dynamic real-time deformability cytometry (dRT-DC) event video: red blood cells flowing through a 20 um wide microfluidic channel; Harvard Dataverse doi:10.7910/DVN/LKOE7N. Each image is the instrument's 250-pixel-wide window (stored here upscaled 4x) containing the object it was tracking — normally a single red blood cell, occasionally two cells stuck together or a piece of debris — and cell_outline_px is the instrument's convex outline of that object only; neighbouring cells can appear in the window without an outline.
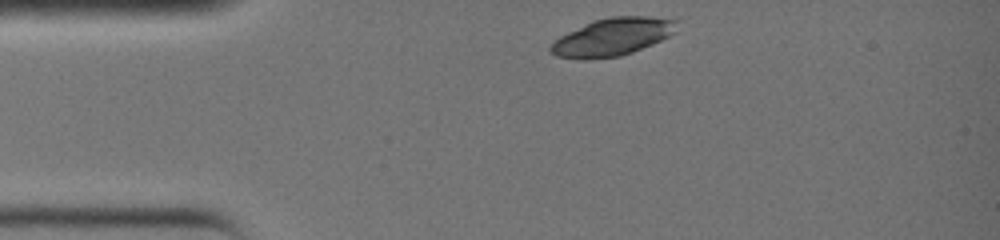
{"species": "common noctule bat (a hibernating species)", "species_latin": "Nyctalus noctula", "temperature_condition": "warm", "stored_images_in_passage": 19, "camera_frame_rate_fps": 3000, "um_per_image_px": 0.085, "animal": {"sex": "female", "body_mass_g": 19.0, "forearm_length_mm": 51.5}, "frame": {"image": 1, "passage_image": 1, "time_ms": 0.0, "image_size_px": [1000, 240], "cell_outline_px": [[680, 20], [676, 32], [652, 44], [632, 52], [620, 56], [588, 60], [580, 60], [556, 56], [548, 48], [560, 36], [592, 20], [612, 16], [648, 16]], "centroid_in_image_um": [52.08, 3.14], "position_along_channel_um": 32.9, "area_um2": 27.86}}
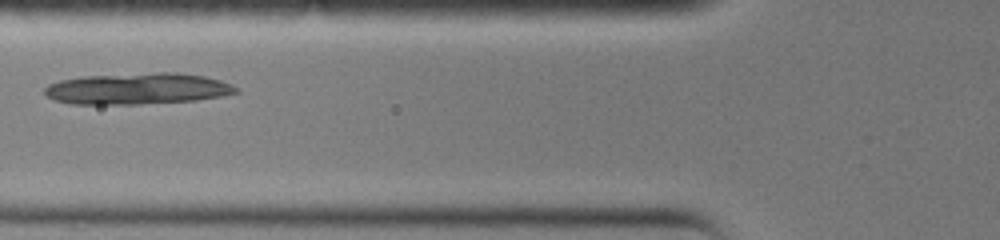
{"frame": {"image": 2, "passage_image": 8, "time_ms": 2.333, "image_size_px": [1000, 240], "cell_outline_px": [[240, 92], [220, 96], [196, 100], [140, 104], [72, 104], [56, 100], [48, 96], [44, 92], [44, 88], [48, 84], [60, 80], [84, 76], [156, 72], [176, 72], [204, 76], [220, 80], [232, 84], [240, 88]], "centroid_in_image_um": [11.72, 7.53], "position_along_channel_um": 114.1, "area_um2": 35.03}}
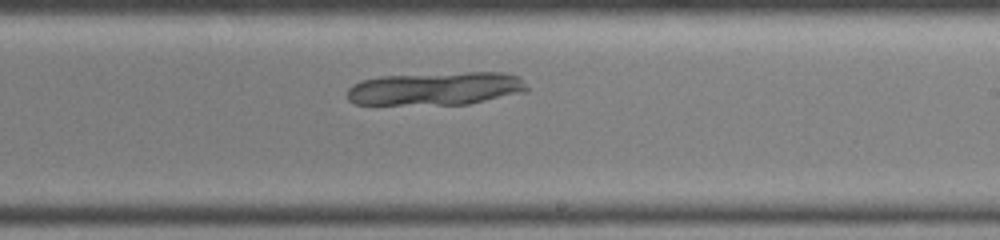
{"frame": {"image": 3, "passage_image": 16, "time_ms": 5.0, "image_size_px": [1000, 240], "cell_outline_px": [[528, 92], [468, 104], [356, 104], [348, 100], [348, 88], [352, 84], [360, 80], [380, 76], [468, 72], [504, 72], [520, 76], [524, 80], [528, 88]], "centroid_in_image_um": [37.1, 7.52], "position_along_channel_um": 251.9, "area_um2": 35.03}}